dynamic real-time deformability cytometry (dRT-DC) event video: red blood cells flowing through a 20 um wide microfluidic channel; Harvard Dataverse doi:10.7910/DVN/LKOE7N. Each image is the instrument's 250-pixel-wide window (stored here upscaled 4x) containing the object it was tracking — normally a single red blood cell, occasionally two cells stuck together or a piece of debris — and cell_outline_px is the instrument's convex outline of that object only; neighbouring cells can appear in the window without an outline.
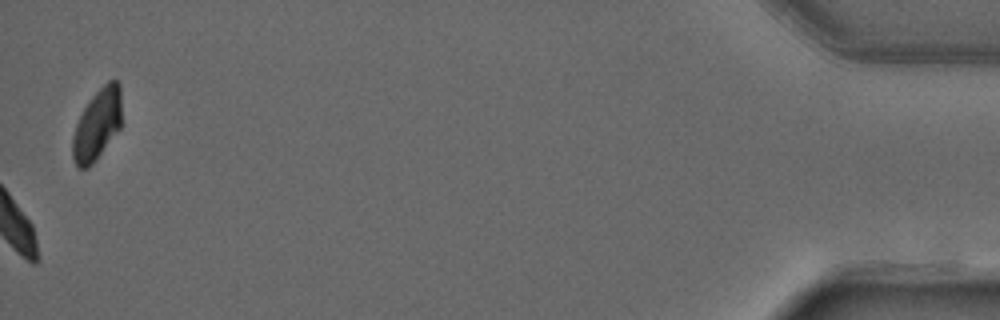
{"species": "common noctule bat (a hibernating species)", "species_latin": "Nyctalus noctula", "temperature_condition": "warm", "stored_images_in_passage": 49, "camera_frame_rate_fps": 3000, "um_per_image_px": 0.085, "animal": {"sex": "male", "forearm_length_mm": 52.5}, "frame": {"image": 1, "passage_image": 49, "time_ms": 16.0, "image_size_px": [1000, 320], "cell_outline_px": [[120, 128], [92, 164], [88, 168], [80, 168], [76, 164], [72, 156], [72, 136], [76, 124], [84, 108], [92, 96], [108, 80], [116, 80], [120, 84]], "centroid_in_image_um": [8.24, 10.59], "position_along_channel_um": 427.0, "area_um2": 19.94}}